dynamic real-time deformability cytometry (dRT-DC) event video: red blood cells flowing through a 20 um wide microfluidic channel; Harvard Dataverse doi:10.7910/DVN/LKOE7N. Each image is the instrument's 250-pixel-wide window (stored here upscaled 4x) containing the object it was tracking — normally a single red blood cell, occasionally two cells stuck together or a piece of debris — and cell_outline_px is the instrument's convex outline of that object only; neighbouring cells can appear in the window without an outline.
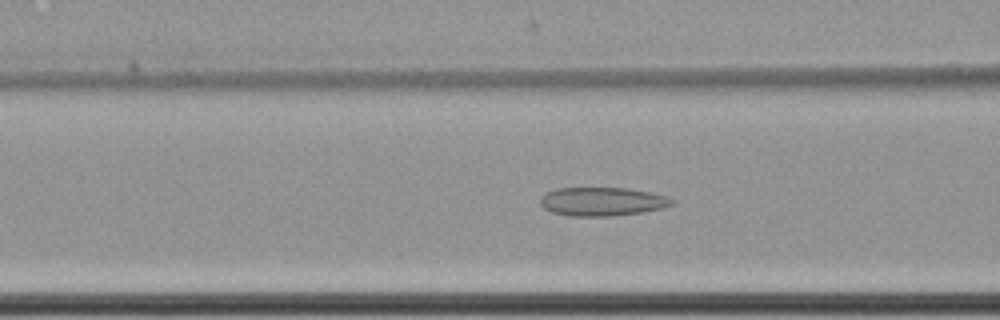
{"species": "common noctule bat (a hibernating species)", "species_latin": "Nyctalus noctula", "temperature_condition": "cold", "stored_images_in_passage": 62, "camera_frame_rate_fps": 3000, "um_per_image_px": 0.085, "animal": {"sex": "female", "body_mass_g": 22.7, "forearm_length_mm": 54.2}, "frame": {"image": 1, "passage_image": 27, "time_ms": 8.667, "image_size_px": [1000, 320], "cell_outline_px": [[676, 200], [672, 204], [664, 208], [644, 212], [612, 216], [568, 216], [552, 212], [544, 208], [540, 204], [540, 196], [544, 192], [556, 188], [628, 188], [668, 196]], "centroid_in_image_um": [51.18, 17.13], "position_along_channel_um": 115.4, "area_um2": 22.25}}
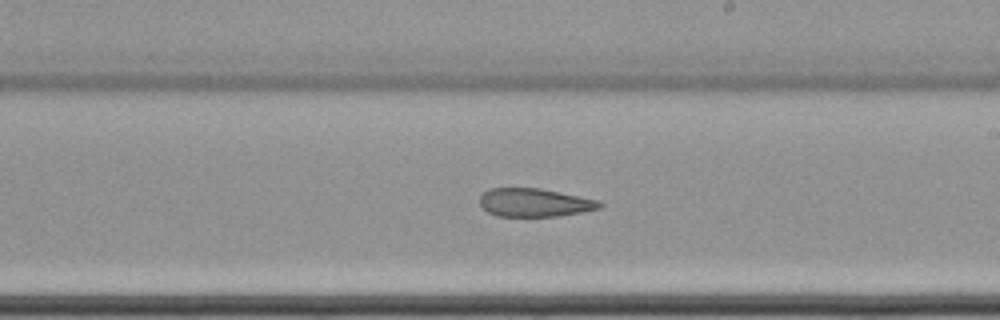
{"frame": {"image": 2, "passage_image": 38, "time_ms": 12.333, "image_size_px": [1000, 320], "cell_outline_px": [[604, 204], [600, 208], [560, 216], [496, 216], [488, 212], [480, 204], [480, 196], [488, 188], [540, 188], [600, 200]], "centroid_in_image_um": [45.45, 17.21], "position_along_channel_um": 243.6, "area_um2": 19.83}}
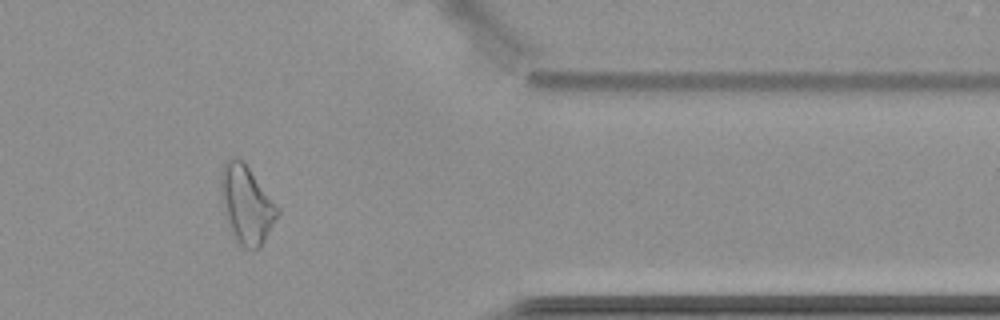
{"frame": {"image": 3, "passage_image": 52, "time_ms": 17.0, "image_size_px": [1000, 320], "cell_outline_px": [[280, 212], [260, 248], [244, 248], [236, 244], [224, 216], [220, 192], [220, 176], [224, 164], [228, 160], [236, 156], [248, 168], [280, 208]], "centroid_in_image_um": [20.93, 17.43], "position_along_channel_um": 390.5, "area_um2": 25.72}, "authors_computed_cell_mechanics": {"area_um2": 25.8655, "velocity_mm_per_s": 3.4978, "shape_relaxation_time_tau1_ms": null, "shape_relaxation_time_tau2_ms": 9.3521, "deformation_change_tau1": null, "deformation_change_tau2": 0.1937}}